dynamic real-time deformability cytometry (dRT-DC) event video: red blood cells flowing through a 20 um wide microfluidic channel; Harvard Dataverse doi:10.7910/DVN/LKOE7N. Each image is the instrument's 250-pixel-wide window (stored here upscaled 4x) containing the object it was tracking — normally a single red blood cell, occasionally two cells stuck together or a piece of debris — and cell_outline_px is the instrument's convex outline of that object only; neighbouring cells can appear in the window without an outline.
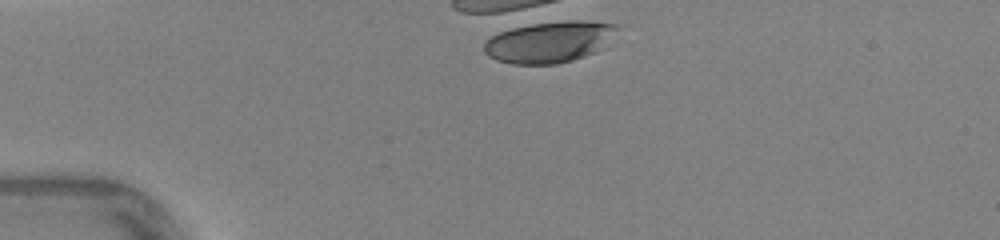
{"species": "human", "species_latin": "Homo sapiens", "temperature_condition": "warm", "stored_images_in_passage": 1, "camera_frame_rate_fps": 3000, "um_per_image_px": 0.085, "donor": {"sex": "female"}, "frame": {"image": 1, "passage_image": 1, "time_ms": 0.0, "image_size_px": [1000, 240], "cell_outline_px": [[616, 24], [592, 52], [572, 60], [556, 64], [512, 64], [496, 60], [488, 56], [484, 52], [484, 44], [492, 36], [500, 32], [520, 24], [540, 20], [584, 20]], "centroid_in_image_um": [46.48, 3.53], "position_along_channel_um": 38.5, "area_um2": 31.33}}